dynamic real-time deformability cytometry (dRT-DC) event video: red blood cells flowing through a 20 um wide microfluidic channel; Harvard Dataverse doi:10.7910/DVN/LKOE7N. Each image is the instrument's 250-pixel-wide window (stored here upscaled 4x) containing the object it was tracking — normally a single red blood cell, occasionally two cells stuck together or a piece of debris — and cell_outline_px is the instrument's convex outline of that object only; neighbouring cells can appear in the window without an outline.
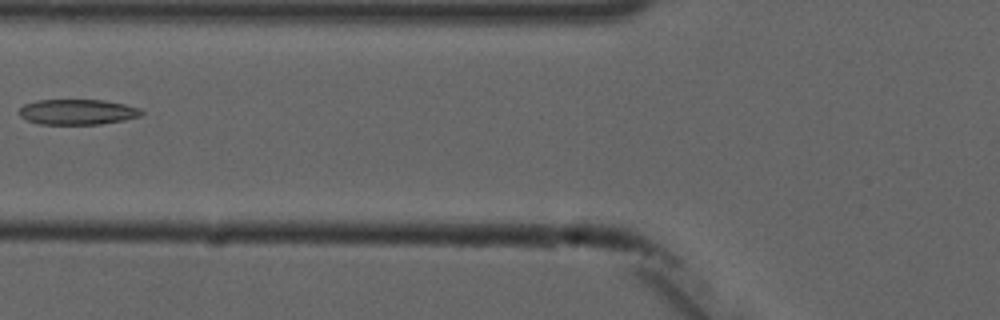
{"species": "common noctule bat (a hibernating species)", "species_latin": "Nyctalus noctula", "temperature_condition": "cold", "stored_images_in_passage": 3, "camera_frame_rate_fps": 3000, "um_per_image_px": 0.085, "animal": {"sex": "male", "forearm_length_mm": 52.5}, "frame": {"image": 1, "passage_image": 3, "time_ms": 3.333, "image_size_px": [1000, 320], "cell_outline_px": [[144, 112], [140, 116], [124, 120], [100, 124], [40, 124], [28, 120], [20, 116], [20, 108], [24, 104], [36, 100], [104, 100], [124, 104], [140, 108]], "centroid_in_image_um": [6.6, 9.51], "position_along_channel_um": 119.2, "area_um2": 18.03}}